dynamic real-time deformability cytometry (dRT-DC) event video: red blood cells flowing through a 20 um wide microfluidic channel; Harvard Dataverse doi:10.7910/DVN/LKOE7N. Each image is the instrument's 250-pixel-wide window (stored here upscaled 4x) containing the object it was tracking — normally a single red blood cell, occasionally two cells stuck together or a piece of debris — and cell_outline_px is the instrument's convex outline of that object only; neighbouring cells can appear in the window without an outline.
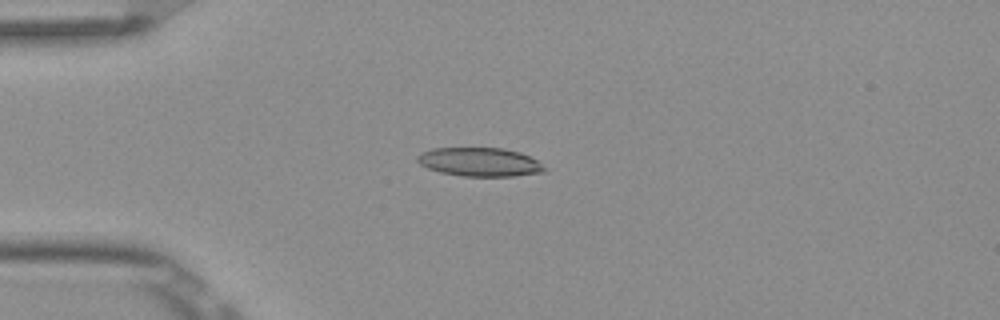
{"species": "Egyptian fruit bat (a non-hibernating species)", "species_latin": "Rousettus aegyptiacus", "temperature_condition": "room temperature", "stored_images_in_passage": 6, "camera_frame_rate_fps": 3000, "um_per_image_px": 0.085, "frame": {"image": 1, "passage_image": 4, "time_ms": 1.0, "image_size_px": [1000, 320], "cell_outline_px": [[548, 168], [544, 172], [512, 176], [464, 176], [440, 172], [428, 168], [420, 164], [416, 160], [416, 156], [420, 152], [432, 148], [504, 148], [520, 152], [536, 160]], "centroid_in_image_um": [40.76, 13.76], "position_along_channel_um": 44.2, "area_um2": 21.33}}
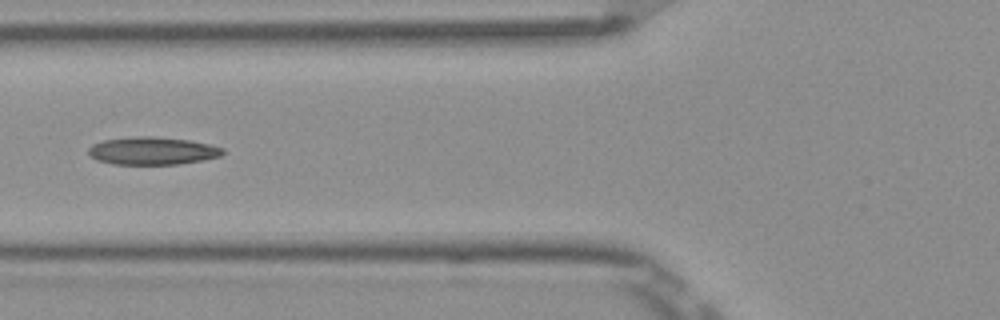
{"frame": {"image": 2, "passage_image": 6, "time_ms": 1.667, "image_size_px": [1000, 320], "cell_outline_px": [[224, 152], [220, 156], [200, 160], [176, 164], [112, 164], [96, 160], [88, 156], [88, 148], [92, 144], [104, 140], [136, 136], [152, 136], [188, 140], [208, 144], [224, 148]], "centroid_in_image_um": [12.89, 12.82], "position_along_channel_um": 112.9, "area_um2": 21.62}}